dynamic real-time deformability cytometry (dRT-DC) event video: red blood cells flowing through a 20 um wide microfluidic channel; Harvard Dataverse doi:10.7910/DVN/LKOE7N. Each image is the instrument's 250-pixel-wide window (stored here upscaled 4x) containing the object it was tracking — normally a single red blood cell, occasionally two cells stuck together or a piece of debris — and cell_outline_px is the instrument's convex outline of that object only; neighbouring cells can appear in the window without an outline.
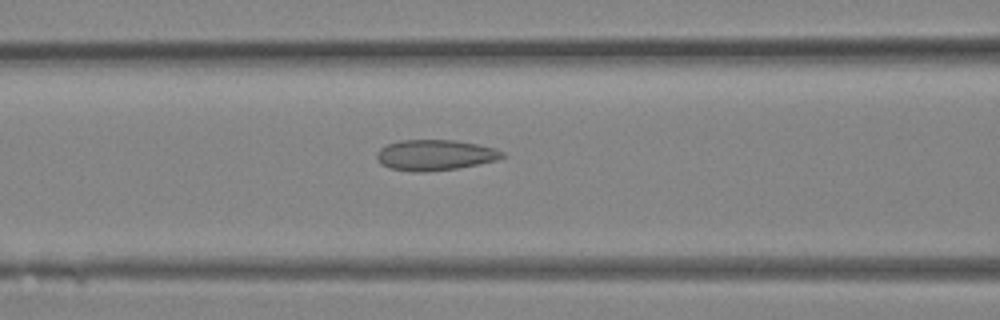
{"species": "Egyptian fruit bat (a non-hibernating species)", "species_latin": "Rousettus aegyptiacus", "temperature_condition": "room temperature", "stored_images_in_passage": 27, "camera_frame_rate_fps": 3000, "um_per_image_px": 0.085, "animal": {"sex": "female"}, "frame": {"image": 1, "passage_image": 8, "time_ms": 2.333, "image_size_px": [1000, 320], "cell_outline_px": [[508, 156], [496, 160], [456, 168], [424, 172], [412, 172], [388, 168], [380, 164], [376, 156], [376, 152], [380, 148], [388, 144], [400, 140], [452, 140], [476, 144], [496, 148], [504, 152]], "centroid_in_image_um": [36.95, 13.18], "position_along_channel_um": 129.6, "area_um2": 22.48}}
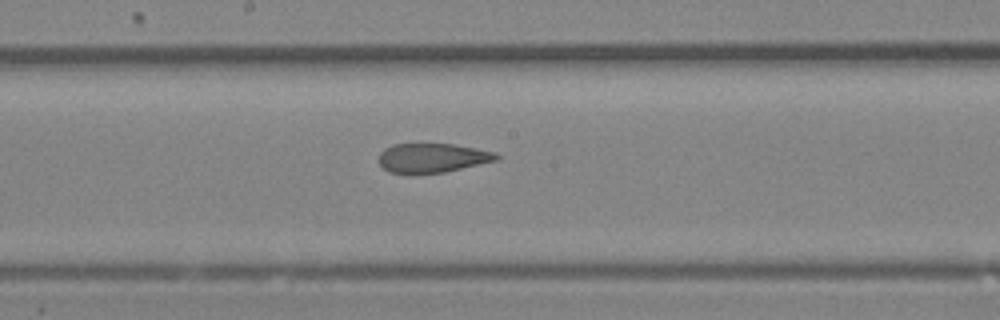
{"frame": {"image": 2, "passage_image": 12, "time_ms": 3.667, "image_size_px": [1000, 320], "cell_outline_px": [[500, 160], [444, 172], [412, 176], [408, 176], [388, 172], [380, 164], [380, 152], [384, 148], [392, 144], [452, 144], [476, 148], [496, 152], [500, 156]], "centroid_in_image_um": [36.74, 13.46], "position_along_channel_um": 211.5, "area_um2": 20.69}}
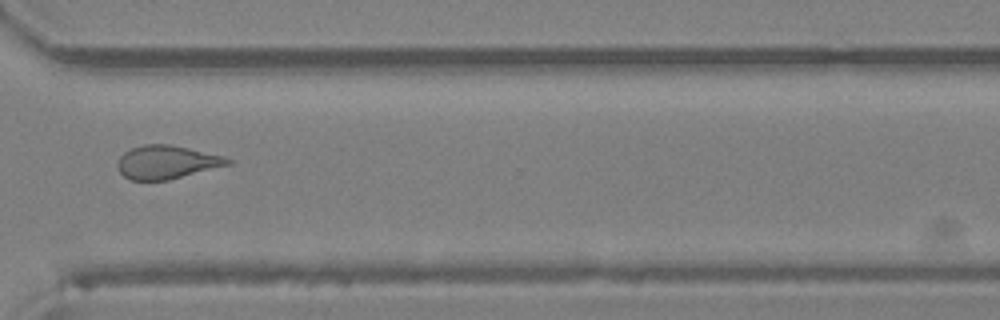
{"frame": {"image": 3, "passage_image": 19, "time_ms": 6.0, "image_size_px": [1000, 320], "cell_outline_px": [[232, 164], [168, 180], [132, 180], [124, 176], [120, 172], [116, 164], [120, 156], [124, 152], [132, 148], [144, 144], [168, 144], [188, 148], [224, 156], [232, 160]], "centroid_in_image_um": [14.17, 13.78], "position_along_channel_um": 356.4, "area_um2": 21.39}}